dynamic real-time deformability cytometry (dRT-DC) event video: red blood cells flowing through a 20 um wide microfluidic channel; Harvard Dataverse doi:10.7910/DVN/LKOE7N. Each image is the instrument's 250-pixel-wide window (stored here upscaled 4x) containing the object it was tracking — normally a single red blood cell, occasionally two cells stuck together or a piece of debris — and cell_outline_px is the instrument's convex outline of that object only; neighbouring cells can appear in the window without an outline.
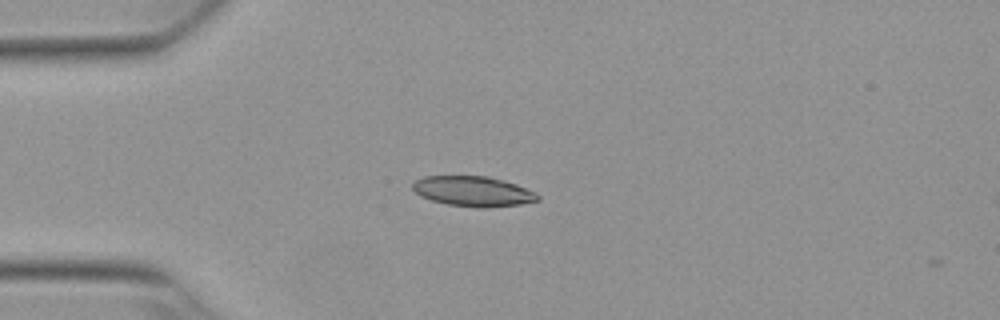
{"species": "Egyptian fruit bat (a non-hibernating species)", "species_latin": "Rousettus aegyptiacus", "temperature_condition": "warm", "stored_images_in_passage": 2, "camera_frame_rate_fps": 3000, "um_per_image_px": 0.085, "animal": {"sex": "female"}, "frame": {"image": 1, "passage_image": 1, "time_ms": 0.0, "image_size_px": [1000, 320], "cell_outline_px": [[540, 200], [520, 204], [488, 208], [480, 208], [448, 204], [432, 200], [420, 196], [412, 188], [412, 184], [416, 180], [424, 176], [488, 176], [504, 180], [516, 184], [536, 192], [540, 196]], "centroid_in_image_um": [40.24, 16.26], "position_along_channel_um": 44.8, "area_um2": 22.02}}